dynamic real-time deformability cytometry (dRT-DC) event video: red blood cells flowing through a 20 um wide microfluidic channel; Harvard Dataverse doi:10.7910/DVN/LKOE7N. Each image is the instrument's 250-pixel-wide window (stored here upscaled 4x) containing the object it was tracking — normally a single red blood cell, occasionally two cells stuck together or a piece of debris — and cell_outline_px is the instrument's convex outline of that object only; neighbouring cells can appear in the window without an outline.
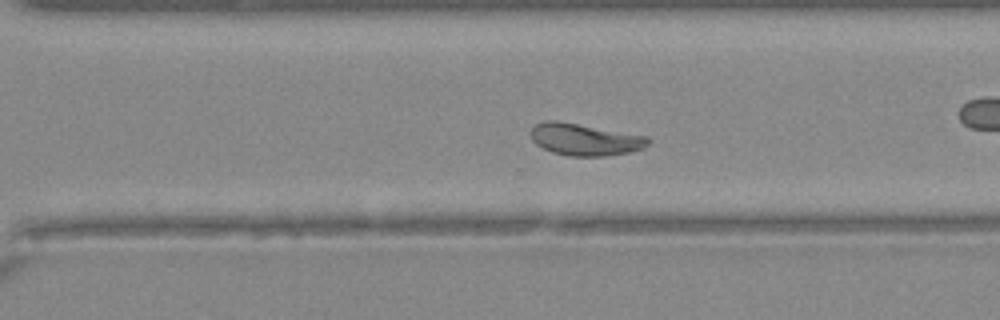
{"species": "Egyptian fruit bat (a non-hibernating species)", "species_latin": "Rousettus aegyptiacus", "temperature_condition": "warm", "stored_images_in_passage": 45, "camera_frame_rate_fps": 3000, "um_per_image_px": 0.085, "animal": {"sex": "female"}, "frame": {"image": 1, "passage_image": 32, "time_ms": 10.333, "image_size_px": [1000, 320], "cell_outline_px": [[648, 144], [644, 148], [628, 152], [604, 156], [568, 156], [552, 152], [536, 144], [532, 140], [528, 132], [536, 124], [544, 120], [556, 120], [648, 136]], "centroid_in_image_um": [49.66, 11.85], "position_along_channel_um": 320.9, "area_um2": 21.85}}